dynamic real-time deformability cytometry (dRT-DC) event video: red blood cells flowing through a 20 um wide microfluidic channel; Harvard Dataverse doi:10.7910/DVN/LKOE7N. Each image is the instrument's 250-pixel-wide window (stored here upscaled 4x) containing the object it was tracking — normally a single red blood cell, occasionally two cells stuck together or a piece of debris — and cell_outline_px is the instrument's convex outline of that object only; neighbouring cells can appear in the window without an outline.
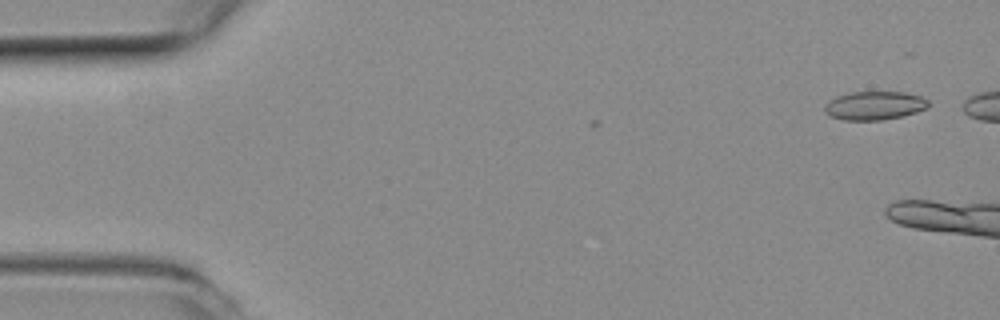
{"species": "common noctule bat (a hibernating species)", "species_latin": "Nyctalus noctula", "temperature_condition": "room temperature", "stored_images_in_passage": 4, "camera_frame_rate_fps": 3000, "um_per_image_px": 0.085, "animal": {"sex": "female", "body_mass_g": 19.3, "forearm_length_mm": 54.1}, "frame": {"image": 1, "passage_image": 4, "time_ms": 1.0, "image_size_px": [1000, 320], "cell_outline_px": [[928, 108], [904, 116], [880, 120], [844, 120], [828, 116], [824, 112], [824, 108], [828, 100], [836, 96], [848, 92], [904, 92], [920, 96], [928, 100]], "centroid_in_image_um": [74.3, 8.97], "position_along_channel_um": 10.7, "area_um2": 17.46}}